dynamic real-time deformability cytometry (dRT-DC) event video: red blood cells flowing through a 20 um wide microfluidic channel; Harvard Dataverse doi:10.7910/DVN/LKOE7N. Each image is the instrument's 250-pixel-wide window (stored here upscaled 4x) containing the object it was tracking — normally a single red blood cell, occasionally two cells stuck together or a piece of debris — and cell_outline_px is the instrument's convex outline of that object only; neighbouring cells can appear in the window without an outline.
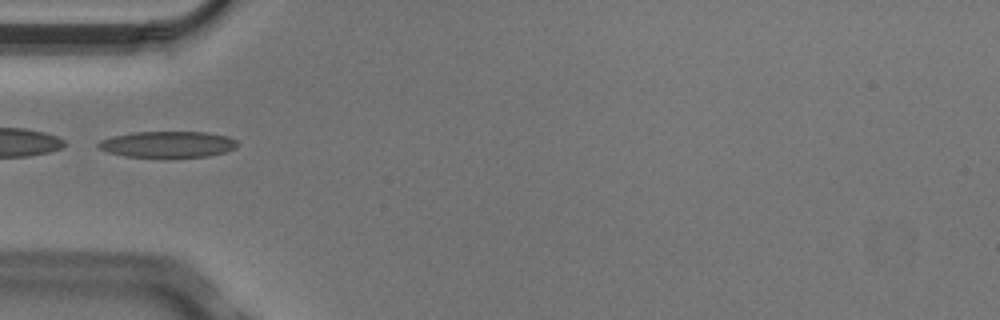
{"species": "Egyptian fruit bat (a non-hibernating species)", "species_latin": "Rousettus aegyptiacus", "temperature_condition": "cold", "stored_images_in_passage": 6, "camera_frame_rate_fps": 3000, "um_per_image_px": 0.085, "animal": {"sex": "male"}, "frame": {"image": 1, "passage_image": 4, "time_ms": 1.0, "image_size_px": [1000, 320], "cell_outline_px": [[236, 148], [224, 152], [208, 156], [168, 160], [164, 160], [124, 156], [108, 152], [100, 148], [96, 144], [100, 140], [112, 136], [132, 132], [204, 132], [228, 136], [236, 140]], "centroid_in_image_um": [14.23, 12.31], "position_along_channel_um": 70.8, "area_um2": 22.14}}
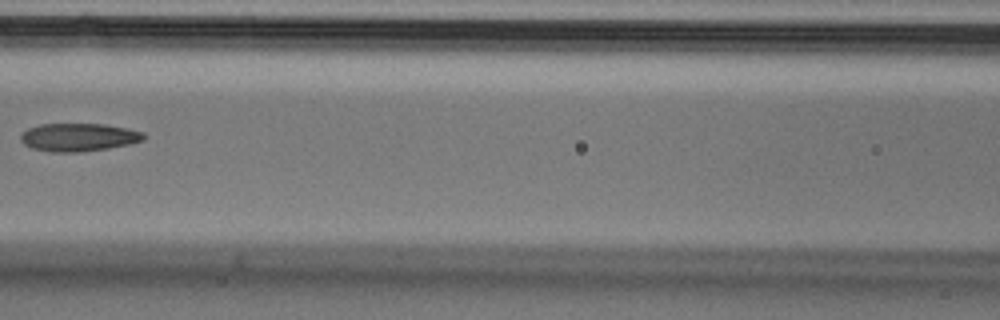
{"frame": {"image": 2, "passage_image": 6, "time_ms": 1.667, "image_size_px": [1000, 320], "cell_outline_px": [[144, 140], [128, 144], [108, 148], [80, 152], [52, 152], [32, 148], [24, 144], [20, 140], [20, 136], [28, 128], [40, 124], [104, 124], [144, 132]], "centroid_in_image_um": [6.66, 11.67], "position_along_channel_um": 159.9, "area_um2": 19.94}}